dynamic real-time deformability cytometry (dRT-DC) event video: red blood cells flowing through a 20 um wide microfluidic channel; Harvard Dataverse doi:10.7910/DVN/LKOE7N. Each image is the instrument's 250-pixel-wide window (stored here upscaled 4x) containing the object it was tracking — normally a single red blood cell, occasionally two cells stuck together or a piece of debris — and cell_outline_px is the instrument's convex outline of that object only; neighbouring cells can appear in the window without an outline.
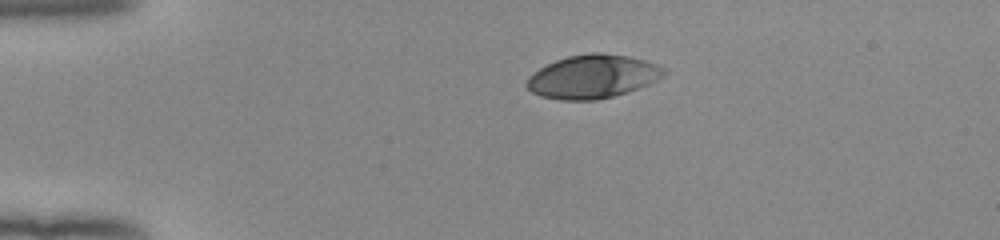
{"species": "human", "species_latin": "Homo sapiens", "temperature_condition": "room temperature", "stored_images_in_passage": 42, "camera_frame_rate_fps": 3000, "um_per_image_px": 0.085, "donor": {"sex": "female"}, "frame": {"image": 1, "passage_image": 1, "time_ms": 0.0, "image_size_px": [1000, 240], "cell_outline_px": [[668, 72], [664, 76], [648, 84], [612, 96], [596, 100], [560, 100], [540, 96], [532, 92], [524, 84], [528, 76], [532, 72], [556, 60], [568, 56], [592, 52], [600, 52], [628, 56], [644, 60], [656, 64], [664, 68]], "centroid_in_image_um": [50.34, 6.5], "position_along_channel_um": 34.7, "area_um2": 34.68}}
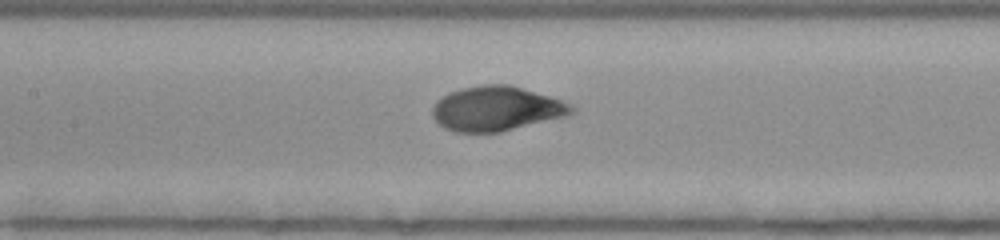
{"frame": {"image": 2, "passage_image": 15, "time_ms": 4.667, "image_size_px": [1000, 240], "cell_outline_px": [[576, 112], [568, 116], [500, 132], [456, 132], [444, 128], [432, 116], [432, 108], [436, 100], [448, 92], [460, 88], [480, 84], [508, 84], [548, 96], [572, 104], [576, 108]], "centroid_in_image_um": [42.19, 9.23], "position_along_channel_um": 165.2, "area_um2": 36.36}}
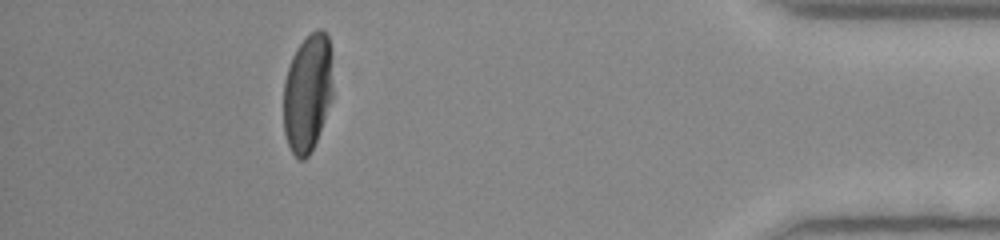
{"frame": {"image": 3, "passage_image": 37, "time_ms": 12.0, "image_size_px": [1000, 240], "cell_outline_px": [[332, 100], [316, 140], [308, 156], [304, 160], [300, 160], [292, 152], [288, 144], [284, 132], [284, 80], [292, 56], [296, 48], [316, 28], [320, 28], [328, 36], [332, 92]], "centroid_in_image_um": [26.12, 7.91], "position_along_channel_um": 409.1, "area_um2": 33.47}, "authors_computed_cell_mechanics": {"area_um2": 35.6048, "velocity_mm_per_s": 3.9584, "shape_relaxation_time_tau1_ms": 3.6851, "shape_relaxation_time_tau2_ms": null, "deformation_change_tau1": 0.1931, "deformation_change_tau2": null}}